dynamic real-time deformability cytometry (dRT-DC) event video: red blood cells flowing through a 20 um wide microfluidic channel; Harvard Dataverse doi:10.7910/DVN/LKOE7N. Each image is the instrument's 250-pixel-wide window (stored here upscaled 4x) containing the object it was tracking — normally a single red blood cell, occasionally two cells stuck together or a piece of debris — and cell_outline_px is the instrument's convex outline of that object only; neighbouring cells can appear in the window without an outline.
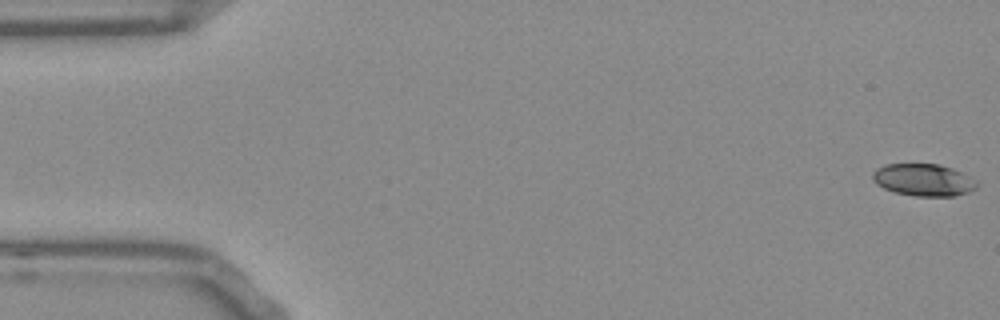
{"species": "Egyptian fruit bat (a non-hibernating species)", "species_latin": "Rousettus aegyptiacus", "temperature_condition": "room temperature", "stored_images_in_passage": 53, "camera_frame_rate_fps": 3000, "um_per_image_px": 0.085, "frame": {"image": 1, "passage_image": 1, "time_ms": 0.0, "image_size_px": [1000, 320], "cell_outline_px": [[980, 184], [976, 188], [968, 192], [956, 196], [916, 196], [896, 192], [884, 188], [876, 184], [872, 180], [872, 172], [876, 168], [884, 164], [940, 164], [952, 168], [976, 180]], "centroid_in_image_um": [78.49, 15.29], "position_along_channel_um": 6.5, "area_um2": 19.65}}
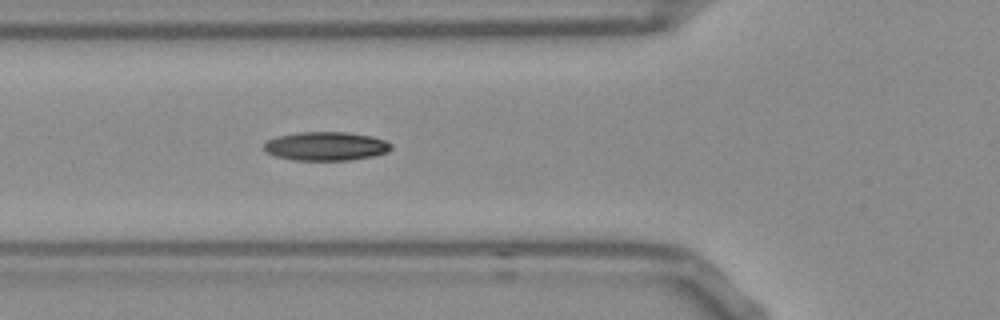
{"frame": {"image": 2, "passage_image": 19, "time_ms": 6.0, "image_size_px": [1000, 320], "cell_outline_px": [[392, 148], [388, 152], [372, 156], [348, 160], [292, 160], [276, 156], [264, 152], [264, 144], [268, 140], [276, 136], [296, 132], [348, 132], [372, 136], [384, 140], [392, 144]], "centroid_in_image_um": [27.69, 12.42], "position_along_channel_um": 98.1, "area_um2": 21.44}}
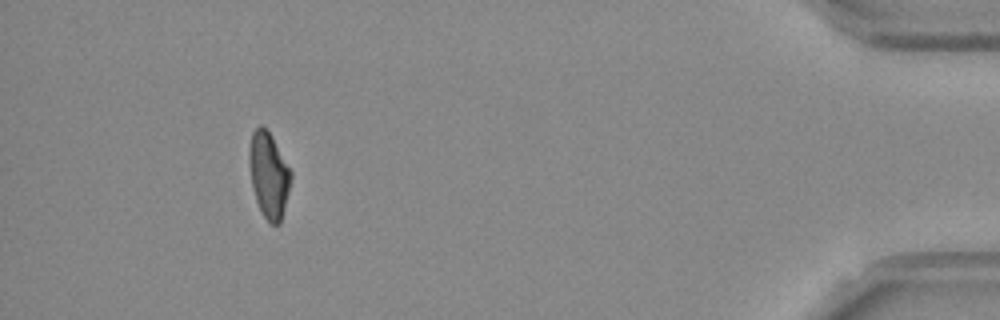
{"frame": {"image": 3, "passage_image": 49, "time_ms": 16.0, "image_size_px": [1000, 320], "cell_outline_px": [[292, 176], [280, 224], [272, 224], [264, 216], [256, 200], [252, 188], [248, 160], [248, 152], [252, 132], [260, 124], [272, 136], [292, 172]], "centroid_in_image_um": [22.83, 14.85], "position_along_channel_um": 412.4, "area_um2": 20.63}, "authors_computed_cell_mechanics": {"area_um2": 20.5768, "velocity_mm_per_s": 3.8065, "shape_relaxation_time_tau1_ms": null, "shape_relaxation_time_tau2_ms": 5.6855, "deformation_change_tau1": null, "deformation_change_tau2": 0.1154}}